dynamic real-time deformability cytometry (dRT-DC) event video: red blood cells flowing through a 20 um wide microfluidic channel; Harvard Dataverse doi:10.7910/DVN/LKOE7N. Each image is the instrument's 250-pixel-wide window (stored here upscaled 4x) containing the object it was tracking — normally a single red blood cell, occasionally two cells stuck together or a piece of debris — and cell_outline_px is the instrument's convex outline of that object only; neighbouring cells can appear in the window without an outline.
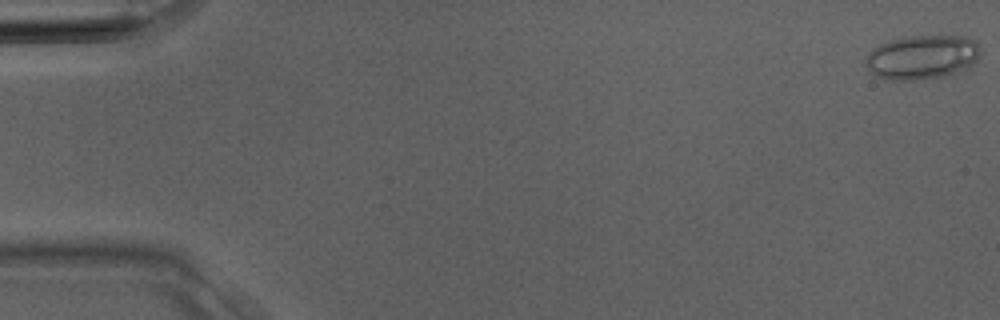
{"species": "Egyptian fruit bat (a non-hibernating species)", "species_latin": "Rousettus aegyptiacus", "temperature_condition": "room temperature", "stored_images_in_passage": 4, "camera_frame_rate_fps": 3000, "um_per_image_px": 0.085, "animal": {"sex": "male"}, "frame": {"image": 1, "passage_image": 1, "time_ms": 0.0, "image_size_px": [1000, 320], "cell_outline_px": [[980, 52], [976, 60], [964, 68], [940, 76], [912, 80], [892, 80], [876, 76], [868, 72], [864, 64], [872, 48], [880, 44], [892, 40], [908, 36], [964, 36], [972, 40], [980, 48]], "centroid_in_image_um": [78.3, 4.85], "position_along_channel_um": 6.7, "area_um2": 29.02}}